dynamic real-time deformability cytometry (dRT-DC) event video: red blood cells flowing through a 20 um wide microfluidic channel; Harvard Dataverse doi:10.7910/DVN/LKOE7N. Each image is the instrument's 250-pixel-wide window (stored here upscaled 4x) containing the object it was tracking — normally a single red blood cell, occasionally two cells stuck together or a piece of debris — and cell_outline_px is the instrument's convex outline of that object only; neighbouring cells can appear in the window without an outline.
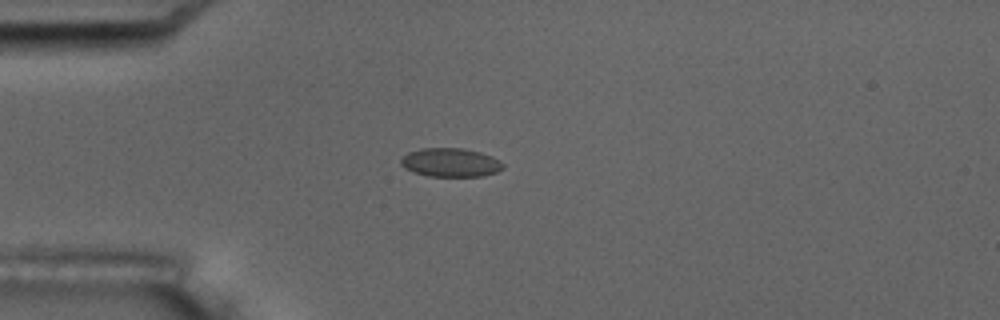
{"species": "common noctule bat (a hibernating species)", "species_latin": "Nyctalus noctula", "temperature_condition": "room temperature", "stored_images_in_passage": 2, "camera_frame_rate_fps": 3000, "um_per_image_px": 0.085, "animal": {"sex": "male", "body_mass_g": 17.5, "forearm_length_mm": 52.3}, "frame": {"image": 1, "passage_image": 2, "time_ms": 1.333, "image_size_px": [1000, 320], "cell_outline_px": [[504, 168], [496, 172], [484, 176], [428, 176], [412, 172], [404, 168], [400, 164], [400, 160], [408, 152], [420, 148], [464, 148], [480, 152], [492, 156], [504, 164]], "centroid_in_image_um": [38.28, 13.81], "position_along_channel_um": 46.7, "area_um2": 17.22}}